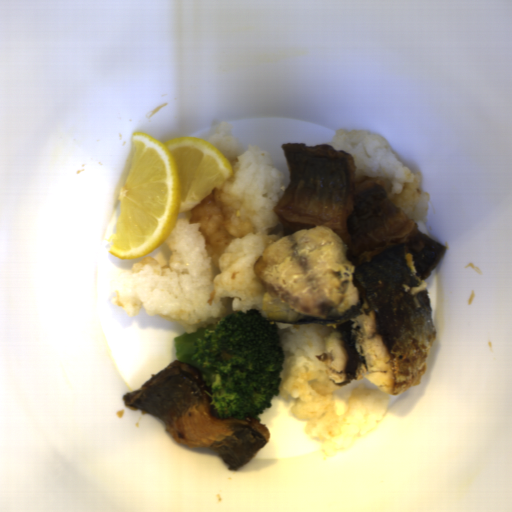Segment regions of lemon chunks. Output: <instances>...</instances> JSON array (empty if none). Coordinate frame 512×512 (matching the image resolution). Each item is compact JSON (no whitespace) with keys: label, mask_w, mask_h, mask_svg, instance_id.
<instances>
[{"label":"lemon chunks","mask_w":512,"mask_h":512,"mask_svg":"<svg viewBox=\"0 0 512 512\" xmlns=\"http://www.w3.org/2000/svg\"><path fill=\"white\" fill-rule=\"evenodd\" d=\"M133 157L119 195L120 216L109 253L129 260L158 249L179 213L192 210L233 175L226 156L203 138L164 143L135 131Z\"/></svg>","instance_id":"e0be4373"}]
</instances>
